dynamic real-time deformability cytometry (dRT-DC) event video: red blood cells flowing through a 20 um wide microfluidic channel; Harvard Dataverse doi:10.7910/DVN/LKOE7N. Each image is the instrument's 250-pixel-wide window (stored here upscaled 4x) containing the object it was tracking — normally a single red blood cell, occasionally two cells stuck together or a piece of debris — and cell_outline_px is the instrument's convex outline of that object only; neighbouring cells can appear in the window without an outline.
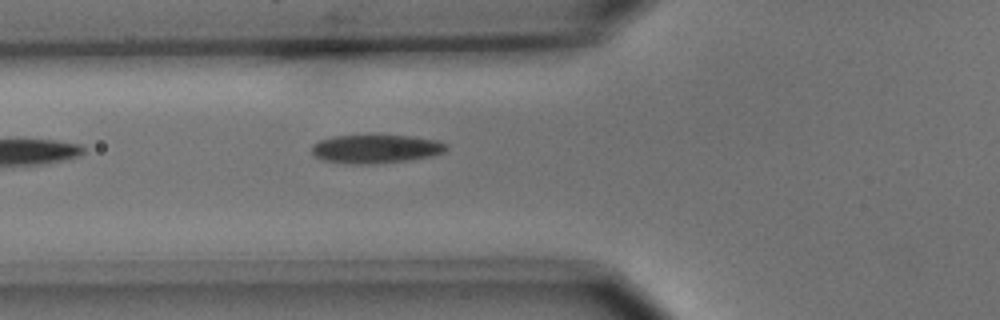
{"species": "common noctule bat (a hibernating species)", "species_latin": "Nyctalus noctula", "temperature_condition": "cold", "stored_images_in_passage": 2, "camera_frame_rate_fps": 3000, "um_per_image_px": 0.085, "animal": {"sex": "male", "body_mass_g": 15.6}, "frame": {"image": 1, "passage_image": 2, "time_ms": 1.333, "image_size_px": [1000, 320], "cell_outline_px": [[448, 148], [444, 152], [432, 156], [408, 160], [368, 164], [348, 164], [320, 160], [312, 156], [312, 144], [320, 140], [332, 136], [368, 132], [412, 136], [436, 140], [448, 144]], "centroid_in_image_um": [31.89, 12.61], "position_along_channel_um": 93.9, "area_um2": 23.64}}